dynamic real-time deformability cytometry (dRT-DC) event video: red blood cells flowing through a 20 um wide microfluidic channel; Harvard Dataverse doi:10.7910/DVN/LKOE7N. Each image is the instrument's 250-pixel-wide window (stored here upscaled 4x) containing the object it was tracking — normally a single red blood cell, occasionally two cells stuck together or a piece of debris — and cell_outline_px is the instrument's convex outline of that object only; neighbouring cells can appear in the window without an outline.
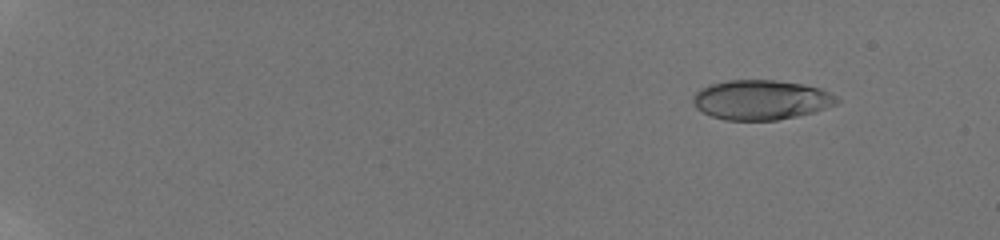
{"species": "human", "species_latin": "Homo sapiens", "temperature_condition": "room temperature", "stored_images_in_passage": 64, "camera_frame_rate_fps": 3000, "um_per_image_px": 0.085, "donor": {"sex": "male"}, "frame": {"image": 1, "passage_image": 8, "time_ms": 2.333, "image_size_px": [1000, 240], "cell_outline_px": [[840, 100], [836, 104], [812, 112], [796, 116], [776, 120], [724, 120], [712, 116], [696, 108], [692, 100], [692, 96], [700, 88], [712, 84], [728, 80], [776, 80], [804, 84], [820, 88], [836, 96]], "centroid_in_image_um": [64.67, 8.48], "position_along_channel_um": 20.3, "area_um2": 33.18}}
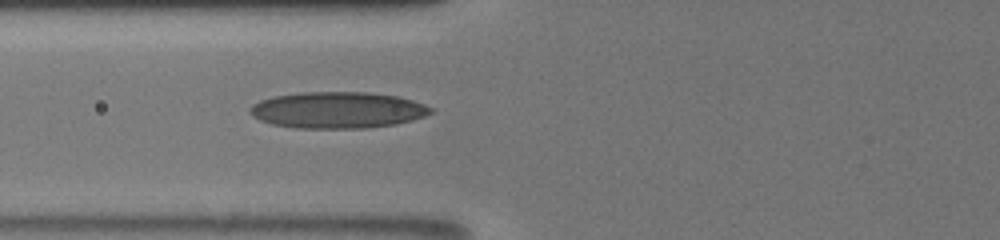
{"frame": {"image": 2, "passage_image": 27, "time_ms": 8.667, "image_size_px": [1000, 240], "cell_outline_px": [[432, 112], [424, 116], [412, 120], [396, 124], [364, 128], [296, 128], [272, 124], [260, 120], [252, 116], [248, 112], [248, 108], [252, 104], [260, 100], [276, 96], [300, 92], [364, 92], [396, 96], [412, 100], [424, 104], [432, 108]], "centroid_in_image_um": [28.65, 9.36], "position_along_channel_um": 97.1, "area_um2": 38.32}}
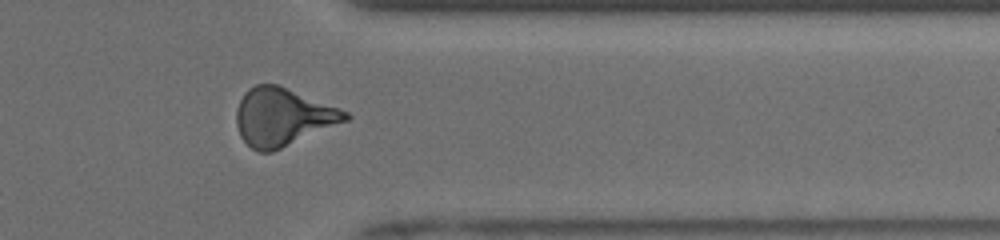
{"frame": {"image": 3, "passage_image": 47, "time_ms": 16.0, "image_size_px": [1000, 240], "cell_outline_px": [[352, 116], [348, 120], [272, 152], [260, 152], [252, 148], [240, 136], [236, 124], [236, 108], [244, 92], [248, 88], [256, 84], [276, 84], [348, 112]], "centroid_in_image_um": [23.99, 9.95], "position_along_channel_um": 387.4, "area_um2": 36.24}, "authors_computed_cell_mechanics": {"area_um2": 34.391, "velocity_mm_per_s": 3.9845, "shape_relaxation_time_tau1_ms": 6.636, "shape_relaxation_time_tau2_ms": 1.9855, "deformation_change_tau1": 0.1888, "deformation_change_tau2": 0.1134}}